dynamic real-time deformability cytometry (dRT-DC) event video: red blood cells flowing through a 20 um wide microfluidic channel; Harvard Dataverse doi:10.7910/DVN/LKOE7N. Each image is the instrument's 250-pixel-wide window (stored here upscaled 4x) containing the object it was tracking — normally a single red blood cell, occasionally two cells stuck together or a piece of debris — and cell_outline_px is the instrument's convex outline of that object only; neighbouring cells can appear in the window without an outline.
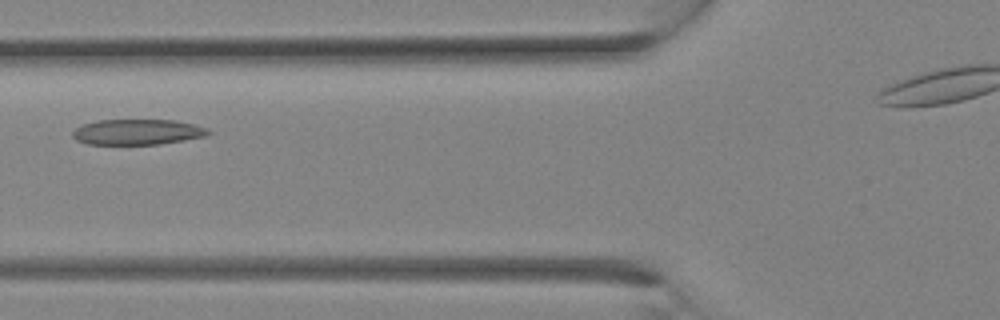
{"species": "Egyptian fruit bat (a non-hibernating species)", "species_latin": "Rousettus aegyptiacus", "temperature_condition": "room temperature", "stored_images_in_passage": 11, "camera_frame_rate_fps": 3000, "um_per_image_px": 0.085, "animal": {"sex": "female"}, "frame": {"image": 1, "passage_image": 8, "time_ms": 2.333, "image_size_px": [1000, 320], "cell_outline_px": [[212, 132], [208, 136], [160, 144], [88, 144], [76, 140], [72, 136], [72, 132], [76, 128], [84, 124], [96, 120], [172, 120], [192, 124], [208, 128]], "centroid_in_image_um": [11.7, 11.22], "position_along_channel_um": 114.1, "area_um2": 20.17}}
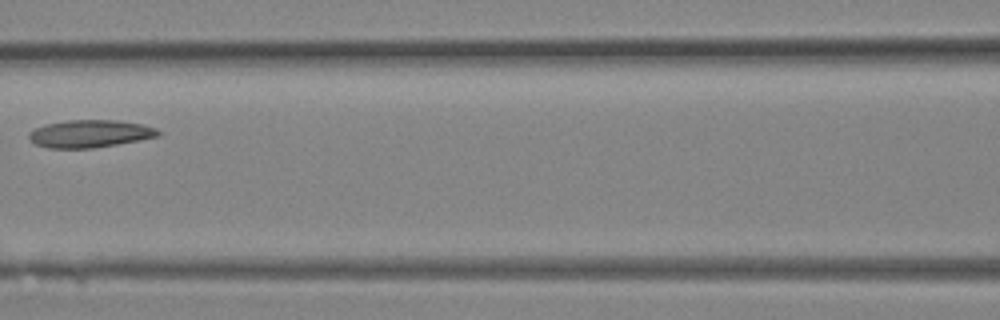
{"frame": {"image": 2, "passage_image": 10, "time_ms": 3.0, "image_size_px": [1000, 320], "cell_outline_px": [[160, 136], [140, 140], [92, 148], [48, 148], [36, 144], [28, 136], [28, 132], [36, 128], [48, 124], [68, 120], [120, 120], [144, 124], [156, 128], [160, 132]], "centroid_in_image_um": [7.69, 11.36], "position_along_channel_um": 158.9, "area_um2": 20.69}}